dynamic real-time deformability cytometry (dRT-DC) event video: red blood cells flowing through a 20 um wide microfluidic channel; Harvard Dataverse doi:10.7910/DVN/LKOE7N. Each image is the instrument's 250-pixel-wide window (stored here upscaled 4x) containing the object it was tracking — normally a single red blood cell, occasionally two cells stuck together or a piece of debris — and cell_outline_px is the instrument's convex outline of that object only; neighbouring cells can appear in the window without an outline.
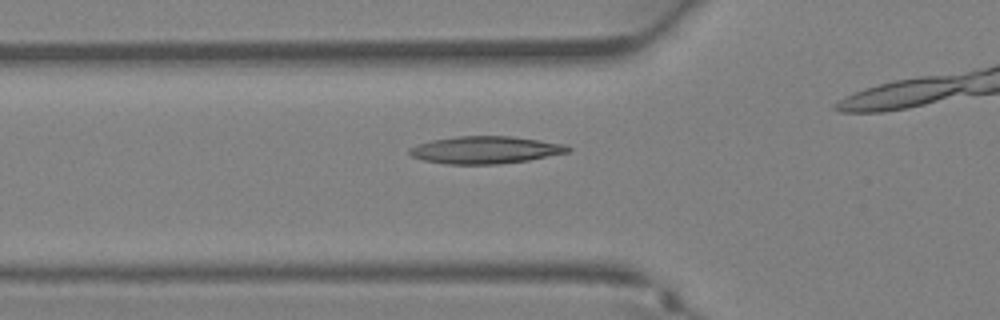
{"species": "Egyptian fruit bat (a non-hibernating species)", "species_latin": "Rousettus aegyptiacus", "temperature_condition": "warm", "stored_images_in_passage": 30, "camera_frame_rate_fps": 3000, "um_per_image_px": 0.085, "animal": {"sex": "female"}, "frame": {"image": 1, "passage_image": 13, "time_ms": 4.0, "image_size_px": [1000, 320], "cell_outline_px": [[572, 148], [568, 152], [528, 160], [500, 164], [444, 164], [424, 160], [412, 156], [408, 152], [408, 148], [432, 140], [456, 136], [512, 136], [540, 140], [564, 144]], "centroid_in_image_um": [41.25, 12.74], "position_along_channel_um": 84.5, "area_um2": 25.2}}
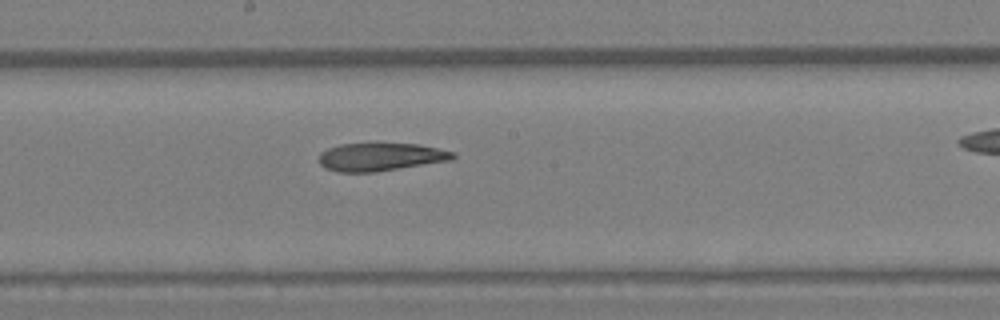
{"frame": {"image": 2, "passage_image": 20, "time_ms": 6.333, "image_size_px": [1000, 320], "cell_outline_px": [[456, 156], [452, 160], [372, 172], [336, 172], [324, 168], [320, 164], [320, 152], [328, 148], [340, 144], [376, 140], [420, 144], [456, 152]], "centroid_in_image_um": [32.34, 13.28], "position_along_channel_um": 215.9, "area_um2": 22.89}}
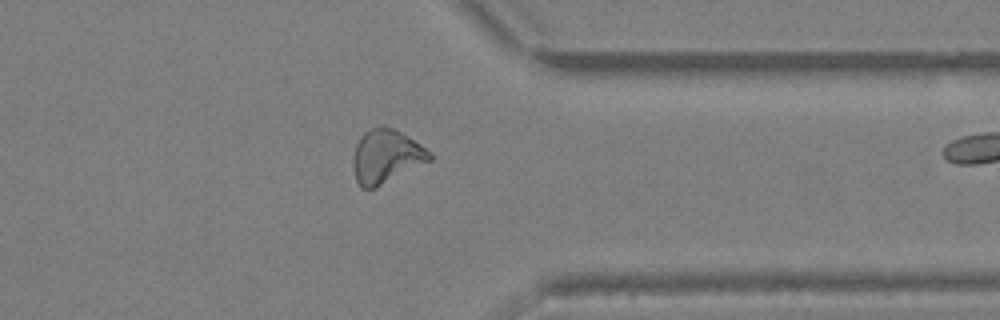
{"frame": {"image": 3, "passage_image": 29, "time_ms": 9.333, "image_size_px": [1000, 320], "cell_outline_px": [[432, 160], [376, 188], [360, 188], [356, 180], [352, 164], [352, 160], [356, 144], [360, 136], [364, 132], [372, 128], [392, 128], [400, 132], [420, 144], [432, 152]], "centroid_in_image_um": [32.81, 13.33], "position_along_channel_um": 378.6, "area_um2": 23.81}}